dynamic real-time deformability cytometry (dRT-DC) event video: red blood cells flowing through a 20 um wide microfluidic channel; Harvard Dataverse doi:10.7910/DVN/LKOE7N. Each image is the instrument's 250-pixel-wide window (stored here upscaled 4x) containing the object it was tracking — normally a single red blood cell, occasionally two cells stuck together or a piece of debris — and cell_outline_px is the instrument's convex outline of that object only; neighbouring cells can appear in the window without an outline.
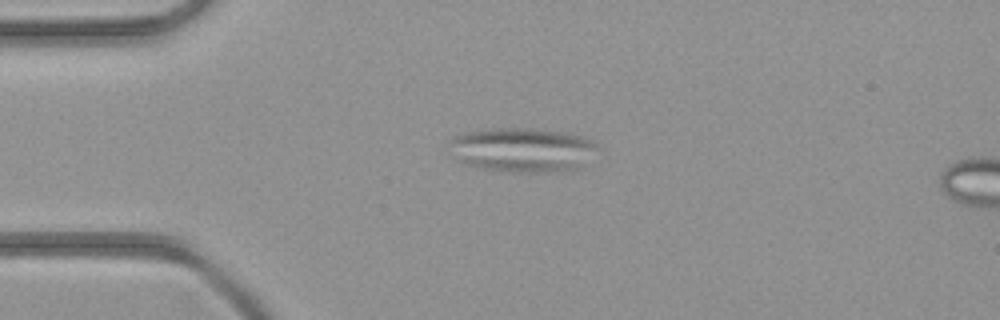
{"species": "common noctule bat (a hibernating species)", "species_latin": "Nyctalus noctula", "temperature_condition": "room temperature", "stored_images_in_passage": 2, "camera_frame_rate_fps": 3000, "um_per_image_px": 0.085, "animal": {"sex": "female", "body_mass_g": 21.9}, "frame": {"image": 1, "passage_image": 1, "time_ms": 0.0, "image_size_px": [1000, 320], "cell_outline_px": [[600, 148], [572, 172], [524, 172], [488, 168], [468, 164], [460, 160], [452, 140], [456, 136], [464, 132], [492, 128], [532, 128], [564, 132], [580, 136], [592, 140]], "centroid_in_image_um": [44.55, 12.72], "position_along_channel_um": 40.5, "area_um2": 37.4}}